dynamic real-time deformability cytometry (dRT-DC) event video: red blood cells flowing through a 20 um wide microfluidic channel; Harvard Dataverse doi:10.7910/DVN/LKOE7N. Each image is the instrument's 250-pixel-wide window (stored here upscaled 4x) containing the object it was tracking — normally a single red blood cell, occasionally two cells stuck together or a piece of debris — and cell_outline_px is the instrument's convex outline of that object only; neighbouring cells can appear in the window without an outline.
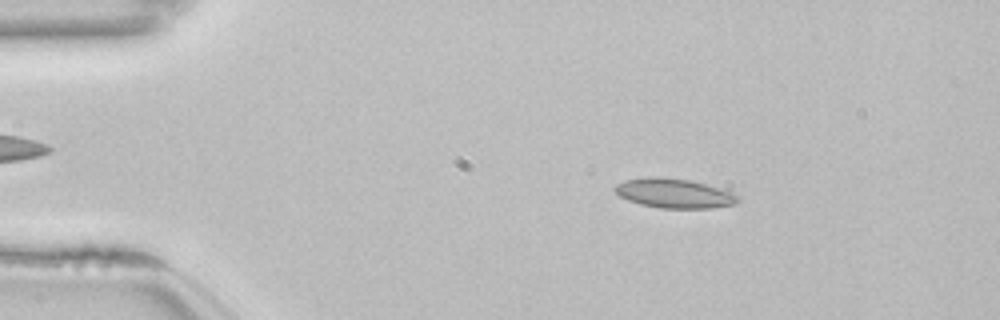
{"species": "common noctule bat (a hibernating species)", "species_latin": "Nyctalus noctula", "temperature_condition": "room temperature", "stored_images_in_passage": 53, "camera_frame_rate_fps": 3000, "um_per_image_px": 0.085, "animal": {"sex": "female", "body_mass_g": 22.7, "forearm_length_mm": 54.2}, "frame": {"image": 1, "passage_image": 9, "time_ms": 2.667, "image_size_px": [1000, 320], "cell_outline_px": [[740, 200], [736, 204], [712, 208], [660, 208], [640, 204], [628, 200], [620, 196], [612, 188], [616, 184], [624, 180], [648, 176], [660, 176], [688, 180], [720, 188], [732, 192], [740, 196]], "centroid_in_image_um": [57.3, 16.43], "position_along_channel_um": 27.7, "area_um2": 21.27}}
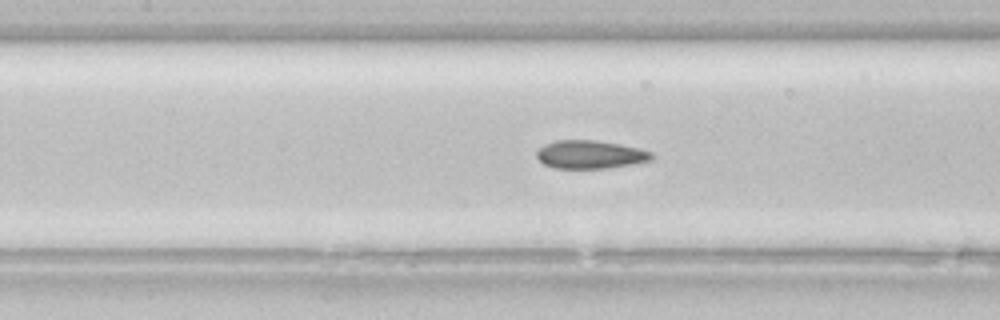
{"frame": {"image": 2, "passage_image": 24, "time_ms": 7.667, "image_size_px": [1000, 320], "cell_outline_px": [[652, 160], [608, 168], [552, 168], [544, 164], [536, 156], [536, 152], [544, 144], [556, 140], [596, 140], [620, 144], [652, 152]], "centroid_in_image_um": [50.13, 13.13], "position_along_channel_um": 157.3, "area_um2": 18.79}}
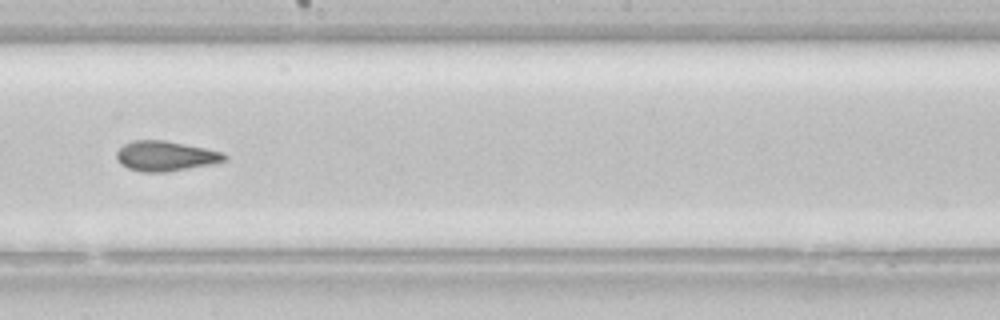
{"frame": {"image": 3, "passage_image": 30, "time_ms": 9.667, "image_size_px": [1000, 320], "cell_outline_px": [[228, 160], [208, 164], [164, 172], [140, 172], [128, 168], [120, 164], [116, 156], [116, 152], [124, 144], [132, 140], [164, 140], [224, 152], [228, 156]], "centroid_in_image_um": [14.04, 13.25], "position_along_channel_um": 234.2, "area_um2": 18.73}, "authors_computed_cell_mechanics": {"area_um2": 20.0566, "velocity_mm_per_s": 3.8505, "shape_relaxation_time_tau1_ms": null, "shape_relaxation_time_tau2_ms": 1.905, "deformation_change_tau1": null, "deformation_change_tau2": 0.0759}}